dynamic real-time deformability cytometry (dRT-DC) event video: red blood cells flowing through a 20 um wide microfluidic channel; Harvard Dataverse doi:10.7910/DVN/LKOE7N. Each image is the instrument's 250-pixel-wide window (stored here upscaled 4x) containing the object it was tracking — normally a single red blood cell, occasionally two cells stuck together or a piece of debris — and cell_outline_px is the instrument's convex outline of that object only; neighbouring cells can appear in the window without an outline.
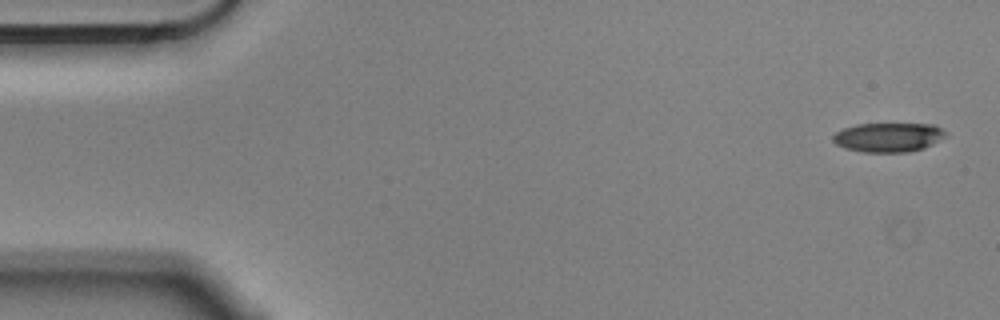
{"species": "Egyptian fruit bat (a non-hibernating species)", "species_latin": "Rousettus aegyptiacus", "temperature_condition": "cold", "stored_images_in_passage": 4, "camera_frame_rate_fps": 3000, "um_per_image_px": 0.085, "animal": {"sex": "male"}, "frame": {"image": 1, "passage_image": 1, "time_ms": 0.0, "image_size_px": [1000, 320], "cell_outline_px": [[948, 136], [924, 148], [908, 152], [864, 152], [844, 148], [836, 144], [832, 140], [832, 136], [836, 132], [844, 128], [856, 124], [936, 124], [948, 132]], "centroid_in_image_um": [75.55, 11.66], "position_along_channel_um": 9.5, "area_um2": 19.42}}
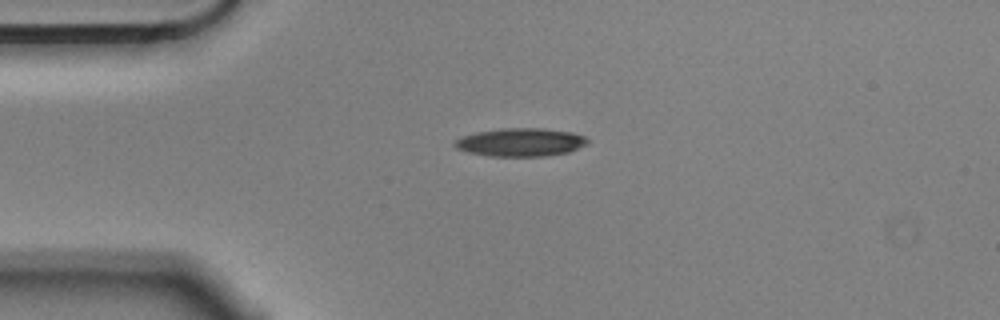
{"frame": {"image": 2, "passage_image": 3, "time_ms": 0.667, "image_size_px": [1000, 320], "cell_outline_px": [[588, 144], [568, 152], [548, 156], [488, 156], [468, 152], [456, 148], [452, 144], [456, 140], [464, 136], [476, 132], [504, 128], [544, 128], [572, 132], [584, 136], [588, 140]], "centroid_in_image_um": [44.27, 12.09], "position_along_channel_um": 40.7, "area_um2": 21.85}}